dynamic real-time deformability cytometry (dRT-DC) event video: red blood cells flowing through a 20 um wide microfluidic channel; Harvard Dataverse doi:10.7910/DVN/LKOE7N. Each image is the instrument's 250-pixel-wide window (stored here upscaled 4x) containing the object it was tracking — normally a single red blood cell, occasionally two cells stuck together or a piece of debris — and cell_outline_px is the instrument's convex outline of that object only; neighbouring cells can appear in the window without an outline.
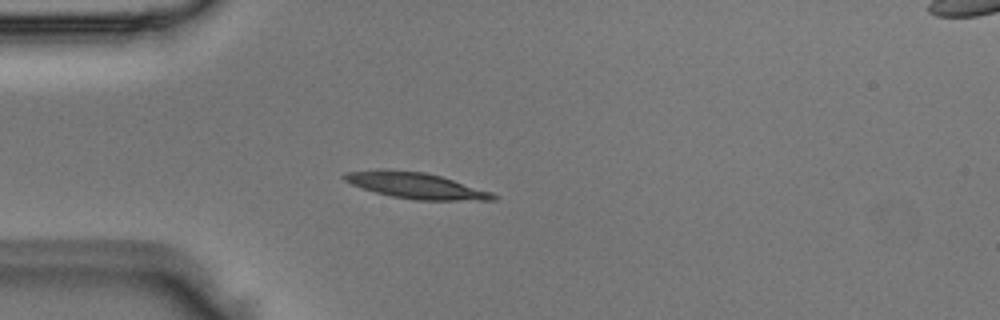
{"species": "Egyptian fruit bat (a non-hibernating species)", "species_latin": "Rousettus aegyptiacus", "temperature_condition": "room temperature", "stored_images_in_passage": 50, "camera_frame_rate_fps": 3000, "um_per_image_px": 0.085, "animal": {"sex": "male"}, "frame": {"image": 1, "passage_image": 13, "time_ms": 4.0, "image_size_px": [1000, 320], "cell_outline_px": [[500, 196], [496, 200], [412, 200], [392, 196], [360, 188], [344, 180], [340, 176], [344, 172], [380, 168], [388, 168], [424, 172], [440, 176], [492, 192]], "centroid_in_image_um": [35.29, 15.75], "position_along_channel_um": 49.7, "area_um2": 22.89}}
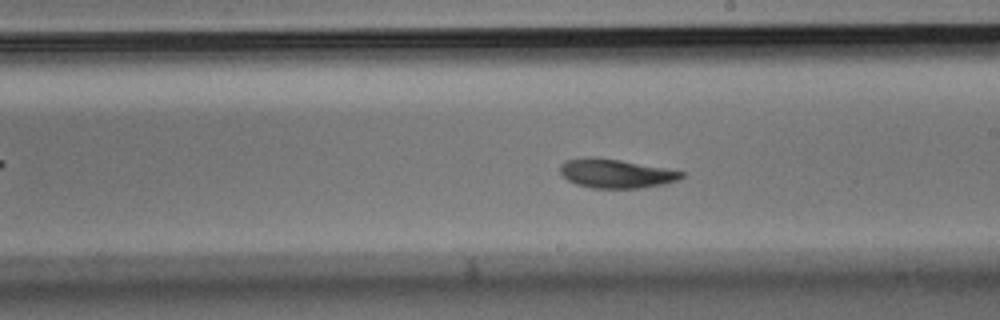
{"frame": {"image": 2, "passage_image": 28, "time_ms": 9.0, "image_size_px": [1000, 320], "cell_outline_px": [[684, 176], [680, 180], [664, 184], [640, 188], [592, 188], [576, 184], [568, 180], [560, 172], [560, 164], [564, 160], [588, 156], [620, 160], [684, 172]], "centroid_in_image_um": [52.32, 14.75], "position_along_channel_um": 236.7, "area_um2": 20.46}}
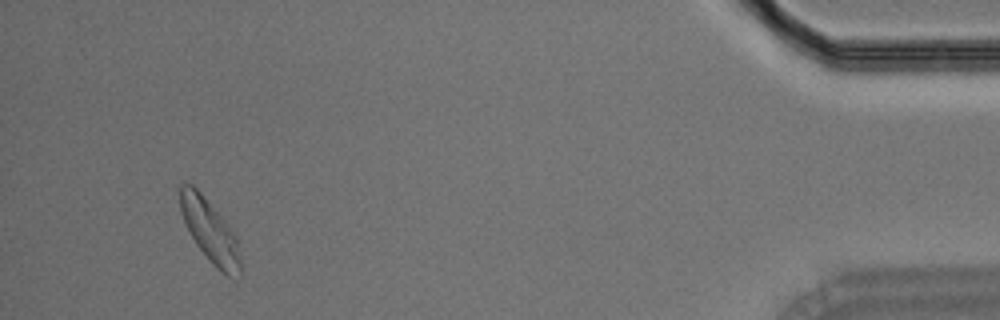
{"frame": {"image": 3, "passage_image": 47, "time_ms": 15.333, "image_size_px": [1000, 320], "cell_outline_px": [[240, 276], [228, 276], [220, 272], [212, 264], [196, 244], [184, 224], [180, 212], [180, 184], [192, 184], [200, 192], [236, 236], [240, 256]], "centroid_in_image_um": [17.82, 19.66], "position_along_channel_um": 417.4, "area_um2": 21.62}}